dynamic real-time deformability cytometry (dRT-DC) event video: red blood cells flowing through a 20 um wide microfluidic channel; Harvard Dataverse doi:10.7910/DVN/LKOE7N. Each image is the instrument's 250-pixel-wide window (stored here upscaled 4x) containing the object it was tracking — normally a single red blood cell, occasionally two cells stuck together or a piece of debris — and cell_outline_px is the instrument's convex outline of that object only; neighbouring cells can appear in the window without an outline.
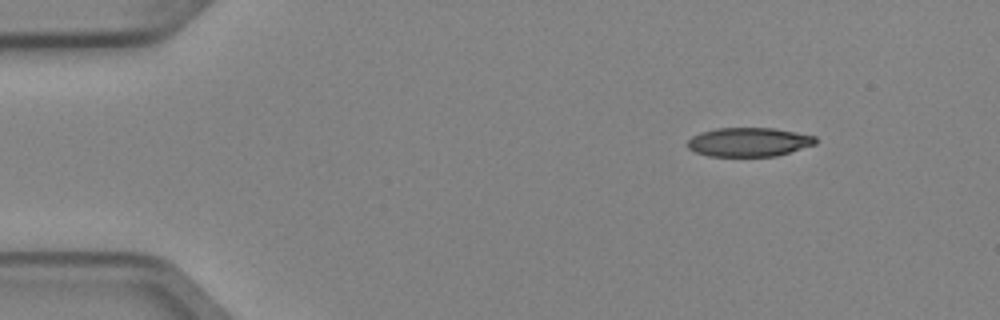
{"species": "Egyptian fruit bat (a non-hibernating species)", "species_latin": "Rousettus aegyptiacus", "temperature_condition": "cold", "stored_images_in_passage": 4, "segment_of_instrument_passage": [1, 2], "camera_frame_rate_fps": 3000, "um_per_image_px": 0.085, "animal": {"sex": "female"}, "frame": {"image": 1, "passage_image": 1, "time_ms": 0.0, "image_size_px": [1000, 320], "cell_outline_px": [[816, 144], [776, 156], [708, 156], [696, 152], [688, 148], [688, 140], [692, 136], [700, 132], [716, 128], [772, 128], [796, 132], [816, 136]], "centroid_in_image_um": [63.64, 12.07], "position_along_channel_um": 21.4, "area_um2": 21.56}}